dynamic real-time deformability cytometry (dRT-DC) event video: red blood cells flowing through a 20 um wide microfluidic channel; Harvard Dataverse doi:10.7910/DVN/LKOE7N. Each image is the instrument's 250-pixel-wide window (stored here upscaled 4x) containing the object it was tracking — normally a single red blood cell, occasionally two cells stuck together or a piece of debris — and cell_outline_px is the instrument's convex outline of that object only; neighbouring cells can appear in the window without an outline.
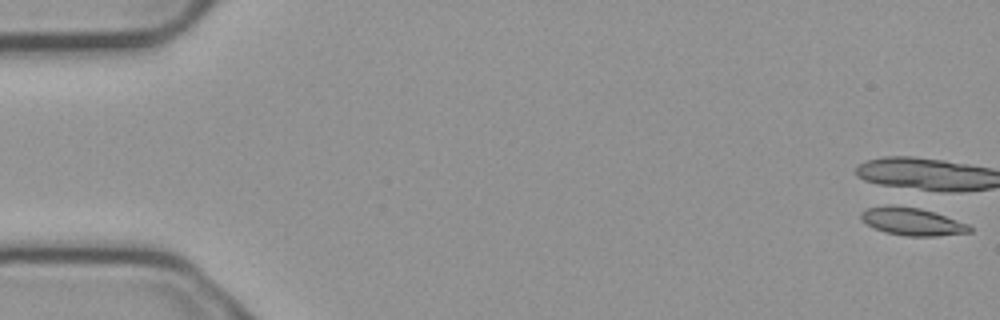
{"species": "common noctule bat (a hibernating species)", "species_latin": "Nyctalus noctula", "temperature_condition": "cold", "stored_images_in_passage": 5, "camera_frame_rate_fps": 3000, "um_per_image_px": 0.085, "animal": {"sex": "male", "body_mass_g": 23.1, "forearm_length_mm": 52.7}, "frame": {"image": 1, "passage_image": 1, "time_ms": 0.0, "image_size_px": [1000, 320], "cell_outline_px": [[972, 232], [936, 236], [908, 236], [884, 232], [860, 220], [860, 212], [868, 208], [920, 208], [968, 224], [972, 228]], "centroid_in_image_um": [77.57, 18.88], "position_along_channel_um": 7.4, "area_um2": 16.65}}